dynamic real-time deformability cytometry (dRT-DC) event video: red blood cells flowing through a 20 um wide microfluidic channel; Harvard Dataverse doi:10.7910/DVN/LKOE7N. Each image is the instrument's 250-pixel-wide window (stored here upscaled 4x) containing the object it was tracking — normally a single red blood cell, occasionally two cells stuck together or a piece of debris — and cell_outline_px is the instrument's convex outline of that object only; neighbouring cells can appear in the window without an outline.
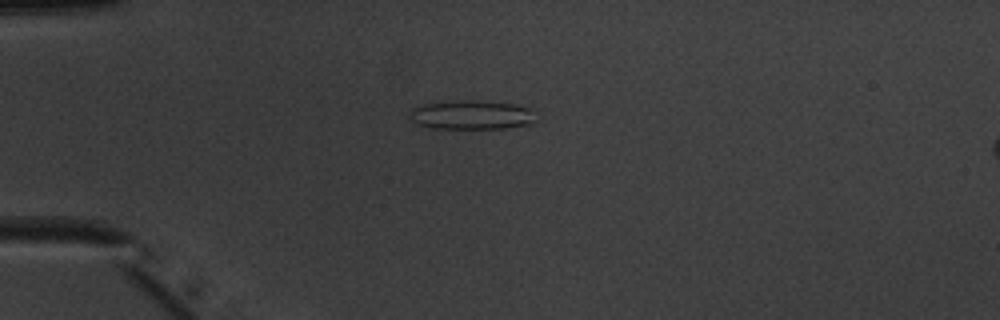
{"species": "common noctule bat (a hibernating species)", "species_latin": "Nyctalus noctula", "temperature_condition": "warm", "stored_images_in_passage": 51, "camera_frame_rate_fps": 3000, "um_per_image_px": 0.085, "animal": {"sex": "male", "body_mass_g": 20.1, "forearm_length_mm": 53.5}, "frame": {"image": 1, "passage_image": 13, "time_ms": 4.0, "image_size_px": [1000, 320], "cell_outline_px": [[540, 120], [536, 124], [504, 128], [432, 128], [416, 124], [408, 116], [412, 108], [424, 104], [460, 100], [472, 100], [516, 104], [528, 108]], "centroid_in_image_um": [40.14, 9.77], "position_along_channel_um": 44.9, "area_um2": 21.62}}
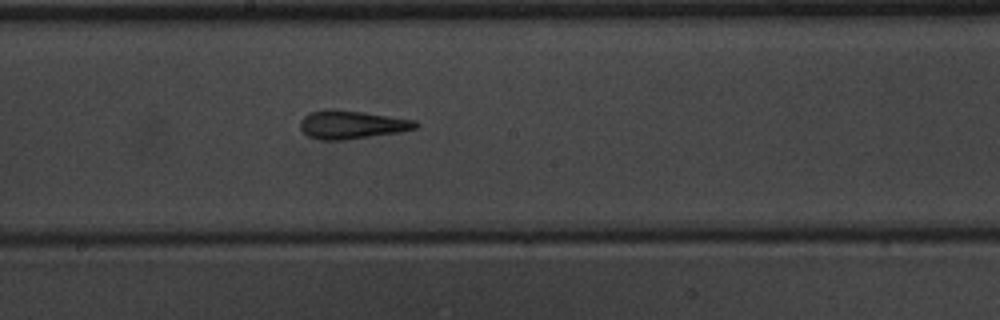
{"frame": {"image": 2, "passage_image": 28, "time_ms": 9.0, "image_size_px": [1000, 320], "cell_outline_px": [[420, 124], [416, 128], [404, 132], [348, 140], [320, 140], [308, 136], [300, 128], [300, 120], [304, 116], [312, 112], [324, 108], [328, 108], [364, 112], [416, 120]], "centroid_in_image_um": [29.93, 10.6], "position_along_channel_um": 218.3, "area_um2": 19.48}}
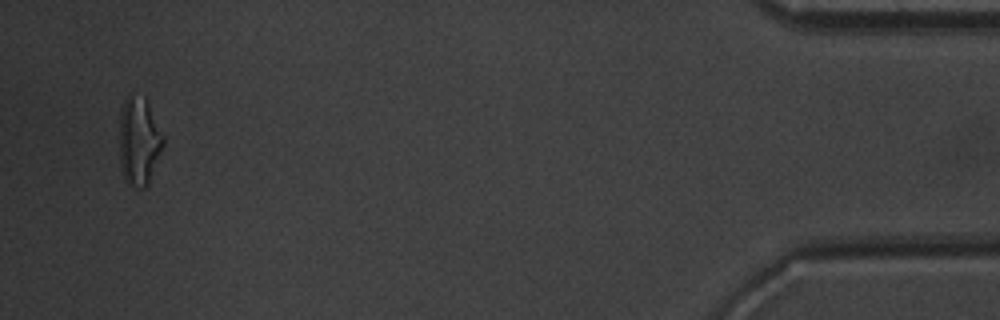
{"frame": {"image": 3, "passage_image": 49, "time_ms": 16.0, "image_size_px": [1000, 320], "cell_outline_px": [[164, 144], [148, 184], [144, 188], [140, 188], [128, 184], [124, 180], [120, 168], [120, 108], [128, 92], [144, 96], [164, 136]], "centroid_in_image_um": [11.79, 11.97], "position_along_channel_um": 423.4, "area_um2": 22.77}, "authors_computed_cell_mechanics": {"area_um2": 19.4786, "velocity_mm_per_s": 3.9905, "shape_relaxation_time_tau1_ms": 10.3912, "shape_relaxation_time_tau2_ms": 1.6239, "deformation_change_tau1": 0.2623, "deformation_change_tau2": 0.1178}}